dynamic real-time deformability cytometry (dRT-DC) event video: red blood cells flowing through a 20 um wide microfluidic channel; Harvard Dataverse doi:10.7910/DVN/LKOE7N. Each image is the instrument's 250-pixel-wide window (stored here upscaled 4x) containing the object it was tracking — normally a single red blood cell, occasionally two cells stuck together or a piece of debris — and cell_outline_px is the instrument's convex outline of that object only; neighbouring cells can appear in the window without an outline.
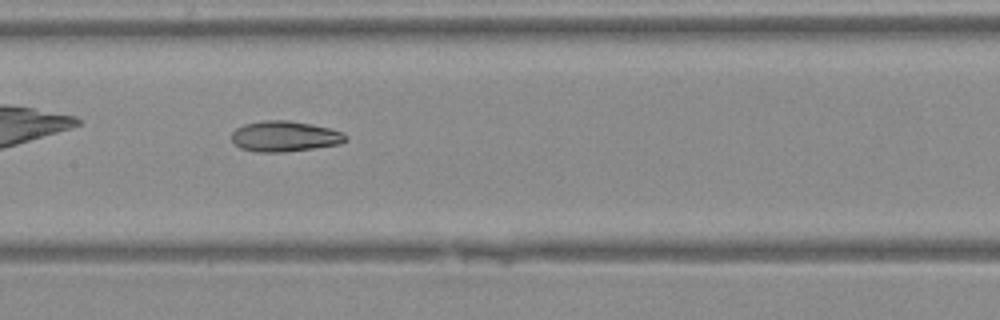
{"species": "Egyptian fruit bat (a non-hibernating species)", "species_latin": "Rousettus aegyptiacus", "temperature_condition": "warm", "stored_images_in_passage": 24, "camera_frame_rate_fps": 3000, "um_per_image_px": 0.085, "animal": {"sex": "female"}, "frame": {"image": 1, "passage_image": 8, "time_ms": 2.333, "image_size_px": [1000, 320], "cell_outline_px": [[348, 140], [340, 144], [284, 152], [256, 152], [240, 148], [232, 140], [232, 132], [236, 128], [244, 124], [264, 120], [288, 120], [312, 124], [344, 132], [348, 136]], "centroid_in_image_um": [24.22, 11.58], "position_along_channel_um": 183.2, "area_um2": 20.4}}
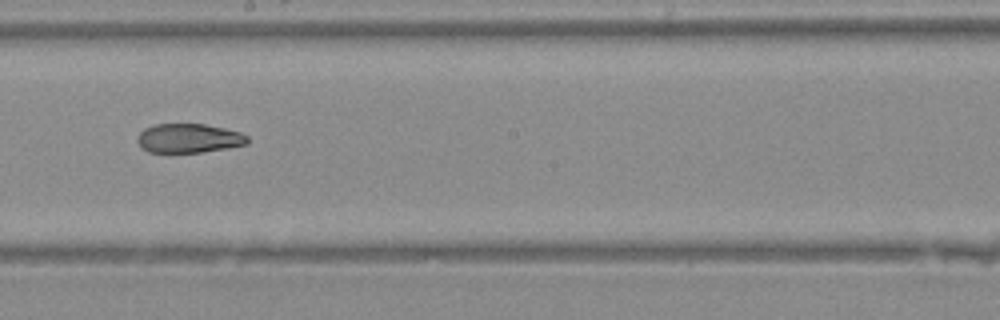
{"frame": {"image": 2, "passage_image": 11, "time_ms": 3.333, "image_size_px": [1000, 320], "cell_outline_px": [[248, 144], [228, 148], [200, 152], [148, 152], [140, 148], [136, 140], [136, 136], [144, 128], [152, 124], [204, 124], [224, 128], [240, 132], [248, 136]], "centroid_in_image_um": [16.01, 11.75], "position_along_channel_um": 232.2, "area_um2": 18.9}}